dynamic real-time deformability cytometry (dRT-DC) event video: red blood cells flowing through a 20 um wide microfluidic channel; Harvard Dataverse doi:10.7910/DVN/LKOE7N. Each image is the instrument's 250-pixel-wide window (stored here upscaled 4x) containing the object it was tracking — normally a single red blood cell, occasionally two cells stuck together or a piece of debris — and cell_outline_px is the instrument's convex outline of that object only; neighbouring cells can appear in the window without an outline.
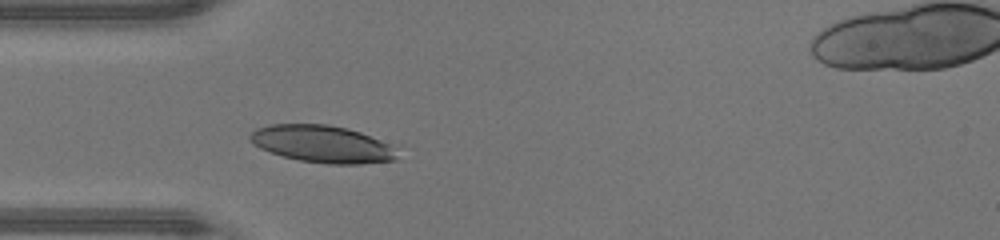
{"species": "human", "species_latin": "Homo sapiens", "temperature_condition": "warm", "stored_images_in_passage": 27, "camera_frame_rate_fps": 3000, "um_per_image_px": 0.085, "donor": {"sex": "male"}, "frame": {"image": 1, "passage_image": 1, "time_ms": 0.0, "image_size_px": [1000, 240], "cell_outline_px": [[400, 144], [396, 160], [360, 164], [328, 164], [300, 160], [284, 156], [260, 148], [252, 144], [248, 136], [256, 128], [268, 124], [328, 124], [348, 128]], "centroid_in_image_um": [27.52, 12.23], "position_along_channel_um": 57.5, "area_um2": 32.71}}
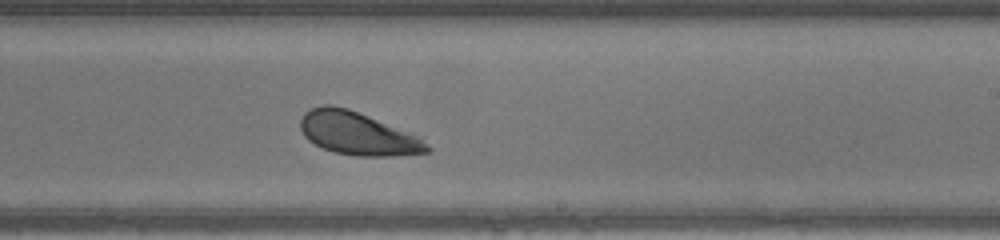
{"frame": {"image": 2, "passage_image": 15, "time_ms": 4.667, "image_size_px": [1000, 240], "cell_outline_px": [[432, 152], [396, 156], [356, 156], [336, 152], [324, 148], [308, 140], [304, 136], [300, 128], [300, 120], [304, 112], [312, 108], [324, 104], [332, 104], [348, 108], [416, 136], [428, 144], [432, 148]], "centroid_in_image_um": [30.37, 11.35], "position_along_channel_um": 258.6, "area_um2": 31.39}}
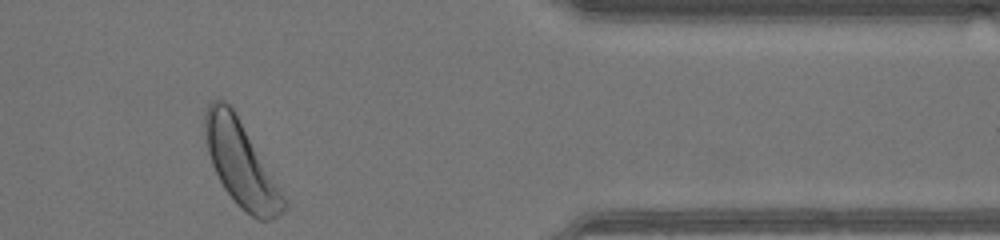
{"frame": {"image": 3, "passage_image": 26, "time_ms": 8.333, "image_size_px": [1000, 240], "cell_outline_px": [[288, 204], [284, 212], [272, 220], [260, 220], [252, 216], [224, 188], [212, 164], [208, 152], [204, 132], [204, 112], [208, 104], [212, 100], [220, 96], [232, 108], [284, 196]], "centroid_in_image_um": [20.45, 13.88], "position_along_channel_um": 390.9, "area_um2": 37.74}, "authors_computed_cell_mechanics": {"area_um2": 32.2524, "velocity_mm_per_s": 4.3595, "shape_relaxation_time_tau1_ms": 2.3786, "shape_relaxation_time_tau2_ms": null, "deformation_change_tau1": 0.1383, "deformation_change_tau2": null}}